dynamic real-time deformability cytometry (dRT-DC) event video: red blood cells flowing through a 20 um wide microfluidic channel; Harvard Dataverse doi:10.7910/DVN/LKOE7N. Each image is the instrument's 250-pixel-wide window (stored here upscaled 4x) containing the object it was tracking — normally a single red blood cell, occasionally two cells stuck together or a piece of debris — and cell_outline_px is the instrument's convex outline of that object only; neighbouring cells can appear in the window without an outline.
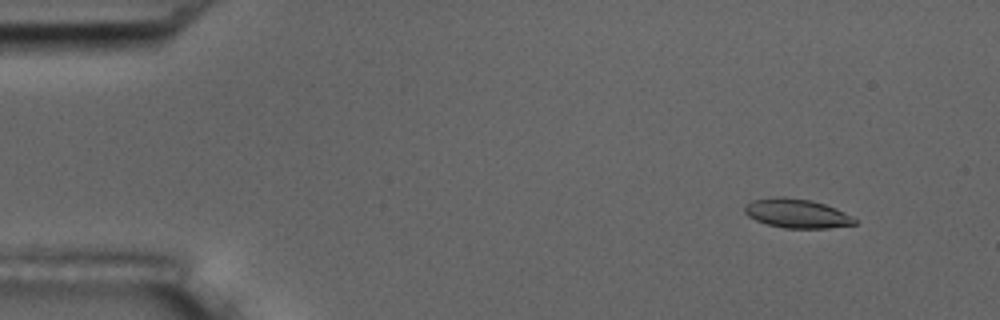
{"species": "common noctule bat (a hibernating species)", "species_latin": "Nyctalus noctula", "temperature_condition": "room temperature", "stored_images_in_passage": 5, "camera_frame_rate_fps": 3000, "um_per_image_px": 0.085, "animal": {"sex": "male", "body_mass_g": 17.5, "forearm_length_mm": 52.3}, "frame": {"image": 1, "passage_image": 2, "time_ms": 1.333, "image_size_px": [1000, 320], "cell_outline_px": [[856, 224], [828, 228], [784, 228], [768, 224], [756, 220], [748, 216], [744, 212], [744, 204], [752, 200], [776, 196], [784, 196], [812, 200], [836, 208], [844, 212], [856, 220]], "centroid_in_image_um": [67.69, 18.12], "position_along_channel_um": 17.3, "area_um2": 18.73}}
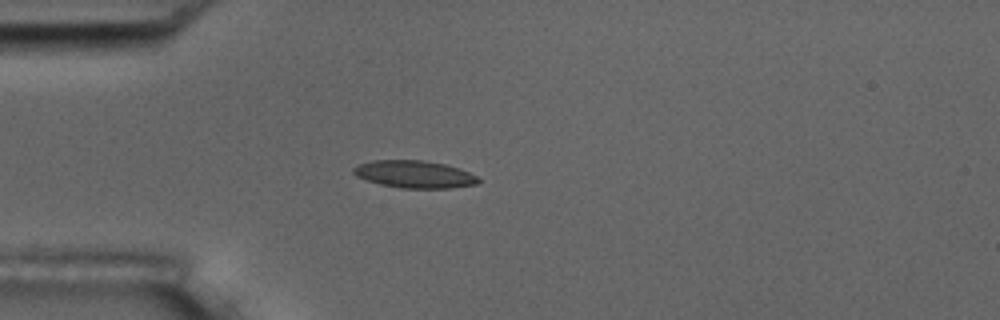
{"frame": {"image": 2, "passage_image": 5, "time_ms": 4.667, "image_size_px": [1000, 320], "cell_outline_px": [[480, 180], [476, 184], [452, 188], [400, 188], [380, 184], [356, 176], [352, 172], [352, 168], [360, 164], [372, 160], [420, 160], [444, 164], [460, 168], [476, 176]], "centroid_in_image_um": [35.21, 14.81], "position_along_channel_um": 49.8, "area_um2": 19.83}}